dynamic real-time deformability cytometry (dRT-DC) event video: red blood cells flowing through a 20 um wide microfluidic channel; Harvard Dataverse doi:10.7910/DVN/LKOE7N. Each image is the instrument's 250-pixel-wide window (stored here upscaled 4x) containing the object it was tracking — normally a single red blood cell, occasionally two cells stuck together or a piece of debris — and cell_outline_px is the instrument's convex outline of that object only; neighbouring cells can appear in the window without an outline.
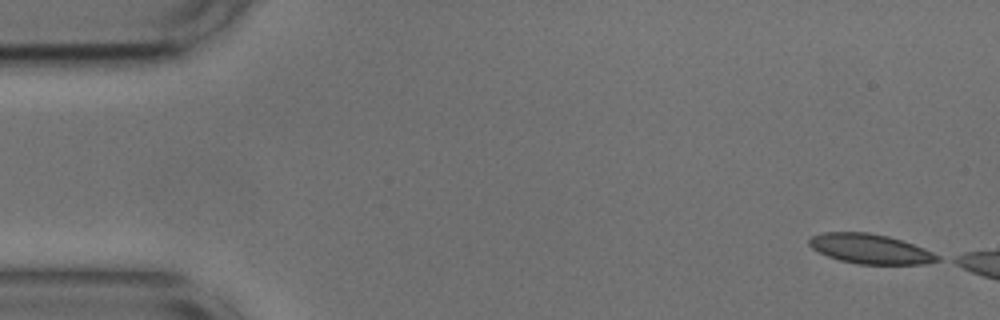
{"species": "common noctule bat (a hibernating species)", "species_latin": "Nyctalus noctula", "temperature_condition": "cold", "stored_images_in_passage": 7, "camera_frame_rate_fps": 3000, "um_per_image_px": 0.085, "animal": {"sex": "male", "body_mass_g": 17.9, "forearm_length_mm": 54.2}, "frame": {"image": 1, "passage_image": 1, "time_ms": 0.0, "image_size_px": [1000, 320], "cell_outline_px": [[940, 260], [924, 264], [860, 264], [840, 260], [828, 256], [812, 248], [808, 244], [808, 240], [812, 236], [824, 232], [868, 232], [888, 236], [924, 248], [940, 256]], "centroid_in_image_um": [73.96, 21.15], "position_along_channel_um": 11.0, "area_um2": 22.02}}